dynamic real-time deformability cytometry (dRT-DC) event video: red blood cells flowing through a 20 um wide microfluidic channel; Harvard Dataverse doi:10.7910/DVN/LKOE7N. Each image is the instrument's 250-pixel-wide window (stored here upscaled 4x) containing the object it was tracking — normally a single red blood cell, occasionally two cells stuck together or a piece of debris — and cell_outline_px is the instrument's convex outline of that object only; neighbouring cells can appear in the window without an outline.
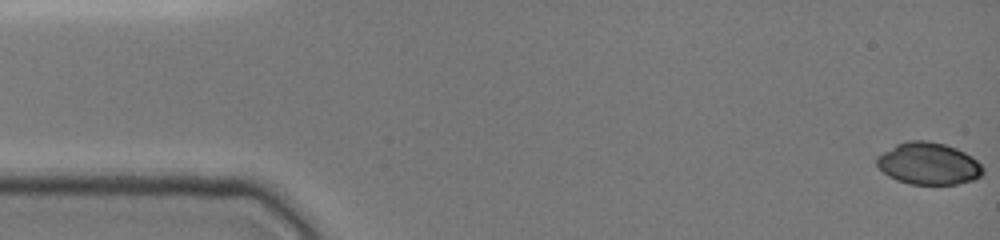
{"species": "common noctule bat (a hibernating species)", "species_latin": "Nyctalus noctula", "temperature_condition": "cold", "stored_images_in_passage": 49, "camera_frame_rate_fps": 3000, "um_per_image_px": 0.085, "animal": {"sex": "female", "body_mass_g": 19.0, "forearm_length_mm": 51.5}, "frame": {"image": 1, "passage_image": 1, "time_ms": 0.0, "image_size_px": [1000, 240], "cell_outline_px": [[984, 172], [980, 176], [972, 180], [956, 184], [912, 184], [896, 180], [888, 176], [876, 164], [876, 160], [880, 156], [896, 144], [908, 140], [924, 140], [944, 144], [956, 148], [964, 152], [976, 160], [980, 164]], "centroid_in_image_um": [78.93, 13.91], "position_along_channel_um": 6.1, "area_um2": 25.61}}
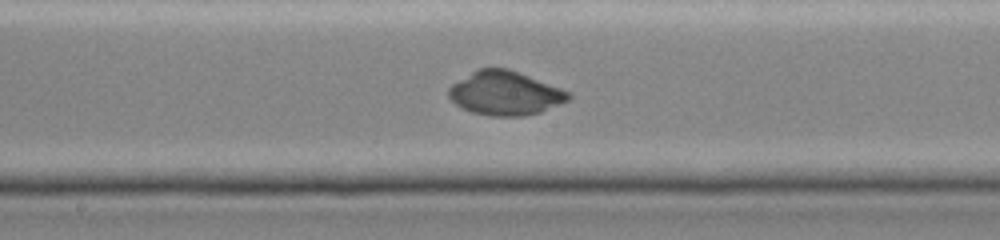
{"frame": {"image": 2, "passage_image": 26, "time_ms": 8.333, "image_size_px": [1000, 240], "cell_outline_px": [[572, 96], [568, 100], [540, 112], [520, 116], [492, 116], [472, 112], [456, 104], [448, 96], [448, 88], [452, 84], [472, 72], [480, 68], [508, 68], [560, 88], [568, 92]], "centroid_in_image_um": [42.91, 7.92], "position_along_channel_um": 205.3, "area_um2": 30.17}}
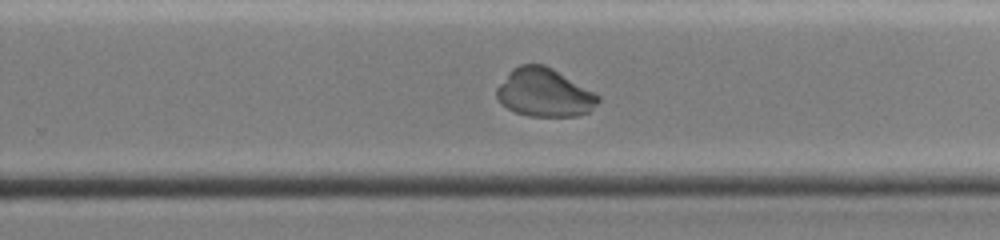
{"frame": {"image": 3, "passage_image": 32, "time_ms": 10.333, "image_size_px": [1000, 240], "cell_outline_px": [[600, 100], [588, 112], [576, 116], [528, 116], [516, 112], [500, 104], [496, 96], [496, 88], [508, 72], [512, 68], [520, 64], [544, 64], [552, 68], [596, 92], [600, 96]], "centroid_in_image_um": [46.26, 7.86], "position_along_channel_um": 283.5, "area_um2": 28.73}}